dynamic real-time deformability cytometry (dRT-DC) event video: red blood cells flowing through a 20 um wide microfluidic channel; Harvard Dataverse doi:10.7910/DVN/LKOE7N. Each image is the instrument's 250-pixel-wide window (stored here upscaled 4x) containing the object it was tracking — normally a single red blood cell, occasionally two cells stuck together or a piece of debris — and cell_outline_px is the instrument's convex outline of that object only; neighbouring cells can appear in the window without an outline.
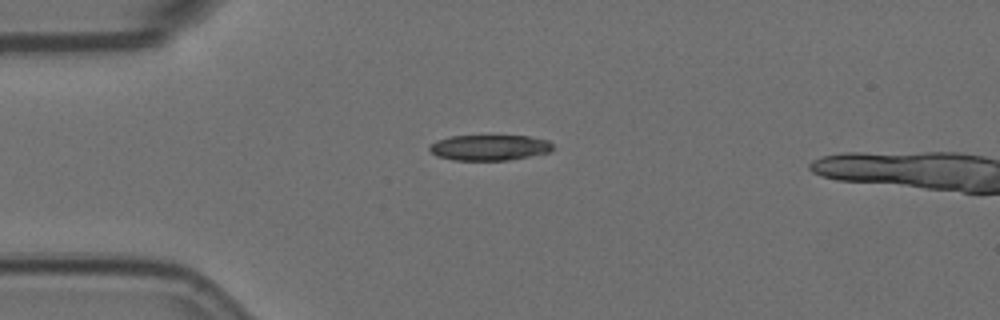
{"species": "Egyptian fruit bat (a non-hibernating species)", "species_latin": "Rousettus aegyptiacus", "temperature_condition": "room temperature", "stored_images_in_passage": 4, "camera_frame_rate_fps": 3000, "um_per_image_px": 0.085, "animal": {"sex": "female"}, "frame": {"image": 1, "passage_image": 1, "time_ms": 0.0, "image_size_px": [1000, 320], "cell_outline_px": [[552, 148], [548, 152], [508, 160], [452, 160], [436, 156], [428, 148], [436, 140], [452, 136], [528, 136], [548, 140], [552, 144]], "centroid_in_image_um": [41.57, 12.54], "position_along_channel_um": 43.4, "area_um2": 18.21}}
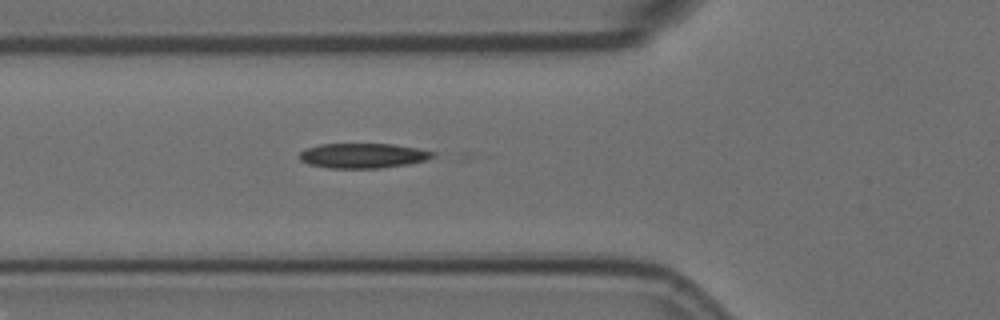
{"frame": {"image": 2, "passage_image": 3, "time_ms": 0.667, "image_size_px": [1000, 320], "cell_outline_px": [[436, 156], [428, 160], [408, 164], [380, 168], [328, 168], [308, 164], [300, 160], [300, 152], [308, 148], [320, 144], [392, 144], [416, 148], [436, 152]], "centroid_in_image_um": [30.89, 13.23], "position_along_channel_um": 94.9, "area_um2": 19.36}}